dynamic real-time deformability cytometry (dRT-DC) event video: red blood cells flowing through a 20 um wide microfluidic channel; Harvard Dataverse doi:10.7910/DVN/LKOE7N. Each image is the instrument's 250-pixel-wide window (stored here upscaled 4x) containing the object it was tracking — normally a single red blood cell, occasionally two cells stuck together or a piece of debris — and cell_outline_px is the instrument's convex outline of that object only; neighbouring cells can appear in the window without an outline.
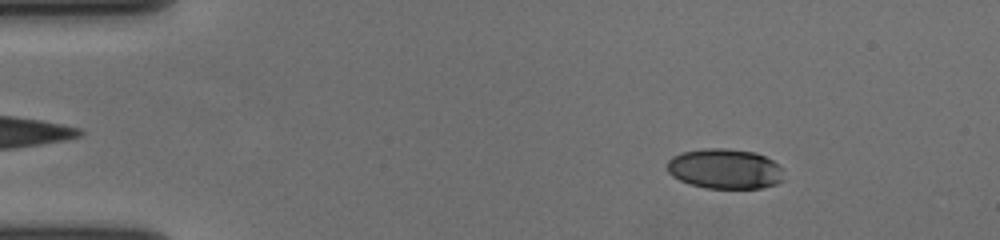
{"species": "human", "species_latin": "Homo sapiens", "temperature_condition": "cold", "stored_images_in_passage": 58, "camera_frame_rate_fps": 3000, "um_per_image_px": 0.085, "donor": {"sex": "female"}, "frame": {"image": 1, "passage_image": 9, "time_ms": 2.667, "image_size_px": [1000, 240], "cell_outline_px": [[784, 180], [776, 184], [760, 188], [704, 188], [688, 184], [672, 176], [668, 172], [668, 160], [672, 156], [680, 152], [704, 148], [728, 148], [756, 152], [780, 164]], "centroid_in_image_um": [61.61, 14.34], "position_along_channel_um": 23.4, "area_um2": 27.57}}
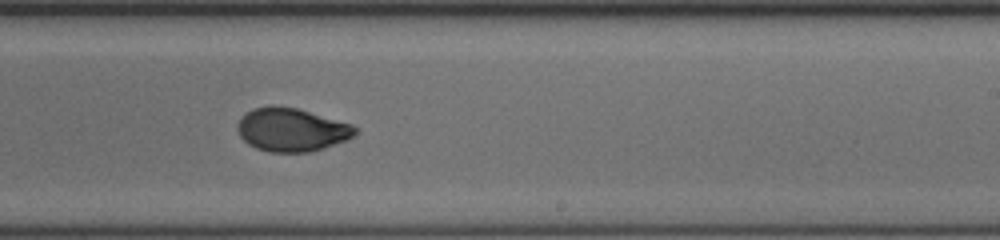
{"frame": {"image": 2, "passage_image": 36, "time_ms": 11.667, "image_size_px": [1000, 240], "cell_outline_px": [[356, 132], [348, 140], [312, 152], [268, 152], [256, 148], [248, 144], [240, 136], [236, 128], [236, 124], [240, 116], [252, 108], [268, 104], [272, 104], [296, 108], [352, 124], [356, 128]], "centroid_in_image_um": [24.73, 11.02], "position_along_channel_um": 264.3, "area_um2": 30.11}}
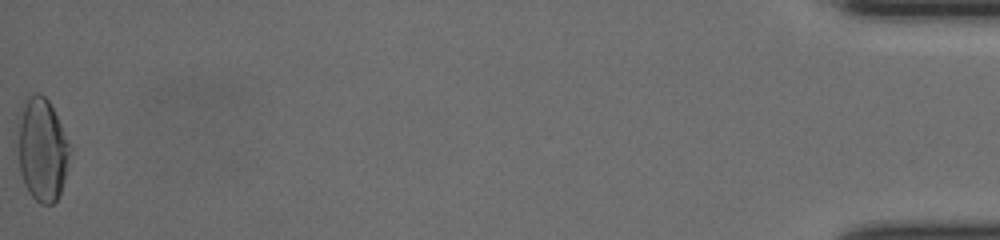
{"frame": {"image": 3, "passage_image": 58, "time_ms": 19.0, "image_size_px": [1000, 240], "cell_outline_px": [[72, 148], [64, 180], [60, 192], [56, 200], [52, 204], [40, 204], [28, 192], [24, 184], [20, 172], [12, 144], [16, 112], [24, 100], [32, 92], [40, 92], [48, 100]], "centroid_in_image_um": [3.46, 12.63], "position_along_channel_um": 431.7, "area_um2": 33.18}, "authors_computed_cell_mechanics": {"area_um2": 29.5936, "velocity_mm_per_s": 3.6662, "shape_relaxation_time_tau1_ms": 6.6038, "shape_relaxation_time_tau2_ms": 1.3068, "deformation_change_tau1": 0.1975, "deformation_change_tau2": 0.0502}}